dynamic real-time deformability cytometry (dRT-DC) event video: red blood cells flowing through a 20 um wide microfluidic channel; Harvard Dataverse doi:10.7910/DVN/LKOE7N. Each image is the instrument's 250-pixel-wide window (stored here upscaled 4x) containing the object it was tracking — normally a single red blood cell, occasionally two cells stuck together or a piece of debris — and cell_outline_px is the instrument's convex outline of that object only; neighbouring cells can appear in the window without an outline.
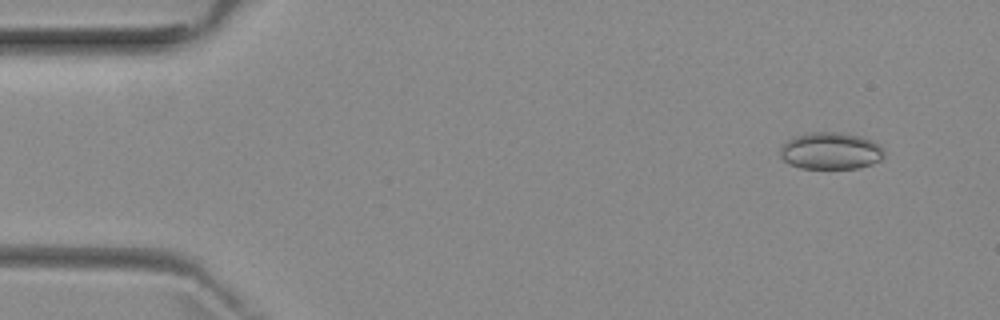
{"species": "common noctule bat (a hibernating species)", "species_latin": "Nyctalus noctula", "temperature_condition": "room temperature", "stored_images_in_passage": 5, "camera_frame_rate_fps": 3000, "um_per_image_px": 0.085, "animal": {"sex": "female", "body_mass_g": 29.2, "forearm_length_mm": 56.3}, "frame": {"image": 1, "passage_image": 1, "time_ms": 0.0, "image_size_px": [1000, 320], "cell_outline_px": [[884, 156], [880, 160], [872, 164], [860, 168], [800, 168], [788, 164], [780, 156], [780, 144], [796, 136], [812, 132], [840, 132], [860, 136], [872, 140], [880, 144], [884, 148]], "centroid_in_image_um": [70.62, 12.82], "position_along_channel_um": 14.4, "area_um2": 22.66}}